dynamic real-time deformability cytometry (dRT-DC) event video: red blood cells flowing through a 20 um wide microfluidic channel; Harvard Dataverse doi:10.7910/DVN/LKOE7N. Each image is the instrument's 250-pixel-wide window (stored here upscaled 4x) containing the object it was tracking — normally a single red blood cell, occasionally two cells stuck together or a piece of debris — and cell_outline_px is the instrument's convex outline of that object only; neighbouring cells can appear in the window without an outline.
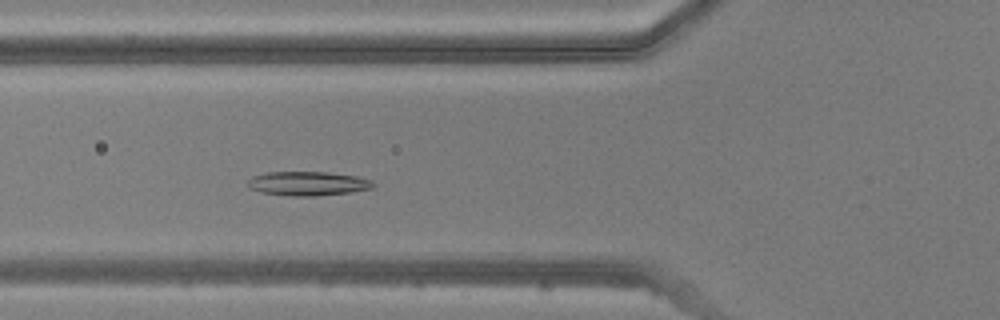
{"species": "common noctule bat (a hibernating species)", "species_latin": "Nyctalus noctula", "temperature_condition": "warm", "stored_images_in_passage": 18, "camera_frame_rate_fps": 3000, "um_per_image_px": 0.085, "animal": {"sex": "male", "body_mass_g": 20.5, "forearm_length_mm": 52.5}, "frame": {"image": 1, "passage_image": 6, "time_ms": 1.667, "image_size_px": [1000, 320], "cell_outline_px": [[376, 184], [372, 188], [348, 192], [316, 196], [292, 196], [260, 192], [252, 188], [248, 184], [248, 180], [252, 176], [268, 172], [328, 172], [356, 176], [372, 180]], "centroid_in_image_um": [26.18, 15.59], "position_along_channel_um": 99.6, "area_um2": 17.51}}
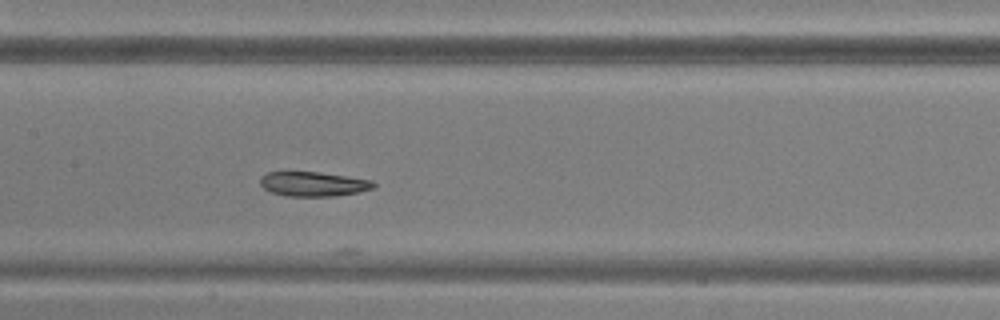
{"frame": {"image": 2, "passage_image": 12, "time_ms": 3.667, "image_size_px": [1000, 320], "cell_outline_px": [[376, 184], [372, 188], [360, 192], [336, 196], [288, 196], [272, 192], [264, 188], [260, 184], [260, 176], [268, 172], [320, 172], [372, 180]], "centroid_in_image_um": [26.64, 15.64], "position_along_channel_um": 180.8, "area_um2": 16.18}}
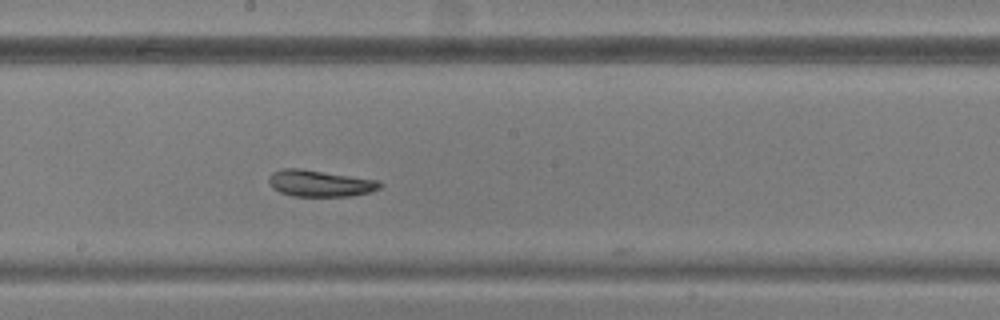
{"frame": {"image": 3, "passage_image": 15, "time_ms": 4.667, "image_size_px": [1000, 320], "cell_outline_px": [[384, 184], [380, 188], [368, 192], [352, 196], [292, 196], [280, 192], [272, 188], [268, 180], [268, 176], [272, 172], [280, 168], [300, 168], [376, 180]], "centroid_in_image_um": [27.14, 15.58], "position_along_channel_um": 221.1, "area_um2": 17.17}}